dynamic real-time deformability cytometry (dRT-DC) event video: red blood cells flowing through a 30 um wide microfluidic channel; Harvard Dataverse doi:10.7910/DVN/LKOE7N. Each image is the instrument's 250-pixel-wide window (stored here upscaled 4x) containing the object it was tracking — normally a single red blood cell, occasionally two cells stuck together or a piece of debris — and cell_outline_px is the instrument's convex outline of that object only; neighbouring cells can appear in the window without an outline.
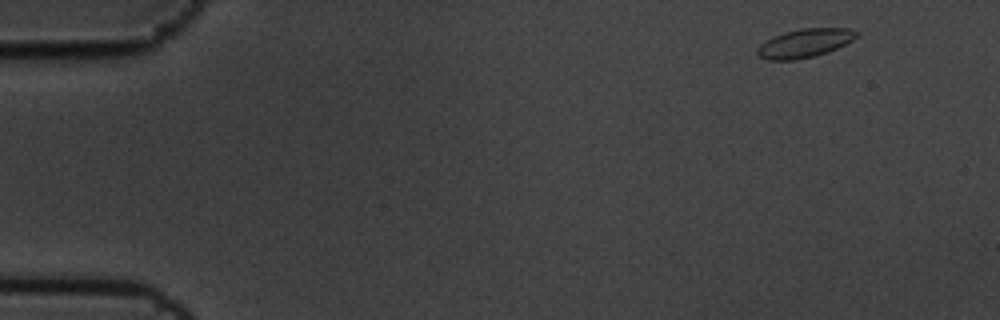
{"species": "common noctule bat (a hibernating species)", "species_latin": "Nyctalus noctula", "temperature_condition": "cold", "stored_images_in_passage": 6, "camera_frame_rate_fps": 3000, "um_per_image_px": 0.085, "animal": {"sex": "male", "body_mass_g": 19.5, "forearm_length_mm": 54.6}, "frame": {"image": 1, "passage_image": 1, "time_ms": 0.0, "image_size_px": [1000, 320], "cell_outline_px": [[860, 36], [828, 52], [816, 56], [796, 60], [768, 60], [760, 56], [756, 52], [756, 48], [760, 44], [772, 36], [784, 32], [800, 28], [848, 28], [860, 32]], "centroid_in_image_um": [68.4, 3.66], "position_along_channel_um": 16.6, "area_um2": 16.76}}
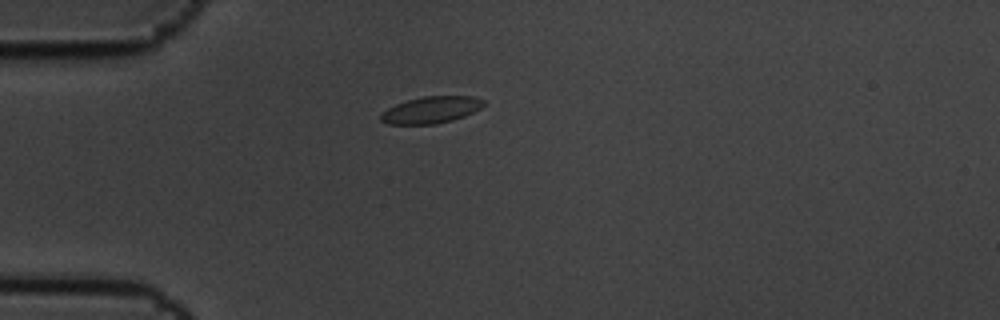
{"frame": {"image": 2, "passage_image": 4, "time_ms": 1.0, "image_size_px": [1000, 320], "cell_outline_px": [[484, 104], [480, 108], [464, 116], [452, 120], [436, 124], [388, 124], [380, 120], [380, 116], [388, 108], [396, 104], [408, 100], [424, 96], [472, 96], [484, 100]], "centroid_in_image_um": [36.64, 9.34], "position_along_channel_um": 48.4, "area_um2": 15.84}}
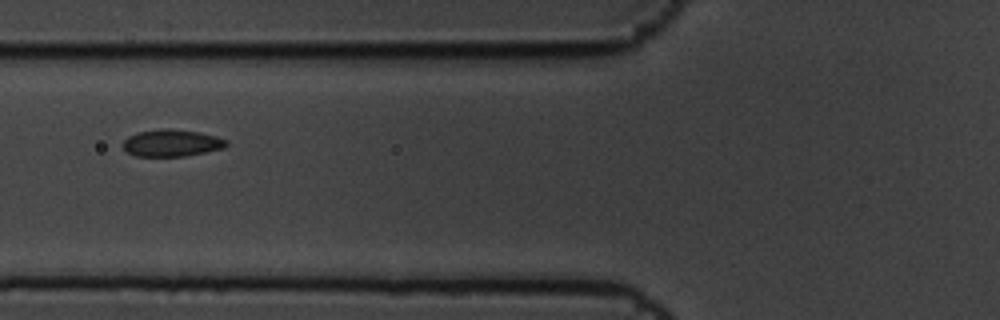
{"frame": {"image": 3, "passage_image": 6, "time_ms": 1.667, "image_size_px": [1000, 320], "cell_outline_px": [[228, 144], [224, 148], [184, 156], [136, 156], [128, 152], [120, 144], [128, 136], [136, 132], [160, 128], [168, 128], [200, 132], [216, 136], [228, 140]], "centroid_in_image_um": [14.57, 12.14], "position_along_channel_um": 111.2, "area_um2": 16.42}}